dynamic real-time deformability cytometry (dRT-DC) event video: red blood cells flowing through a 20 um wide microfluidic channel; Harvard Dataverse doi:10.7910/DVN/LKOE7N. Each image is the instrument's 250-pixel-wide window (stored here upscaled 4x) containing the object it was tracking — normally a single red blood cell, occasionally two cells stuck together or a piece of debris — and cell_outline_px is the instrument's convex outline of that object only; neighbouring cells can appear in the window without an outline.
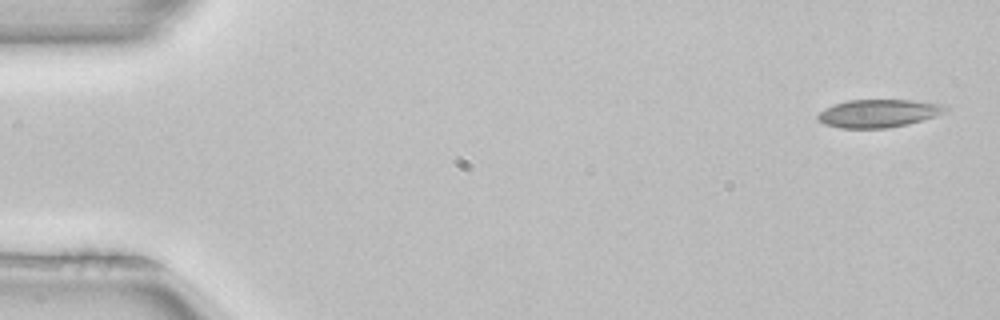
{"species": "common noctule bat (a hibernating species)", "species_latin": "Nyctalus noctula", "temperature_condition": "room temperature", "stored_images_in_passage": 4, "camera_frame_rate_fps": 3000, "um_per_image_px": 0.085, "animal": {"sex": "female", "body_mass_g": 22.7, "forearm_length_mm": 54.2}, "frame": {"image": 1, "passage_image": 1, "time_ms": 0.0, "image_size_px": [1000, 320], "cell_outline_px": [[948, 108], [944, 112], [936, 116], [908, 124], [888, 128], [840, 128], [824, 124], [816, 120], [816, 116], [824, 108], [832, 104], [848, 100], [912, 100], [940, 104]], "centroid_in_image_um": [74.61, 9.64], "position_along_channel_um": 10.4, "area_um2": 20.87}}
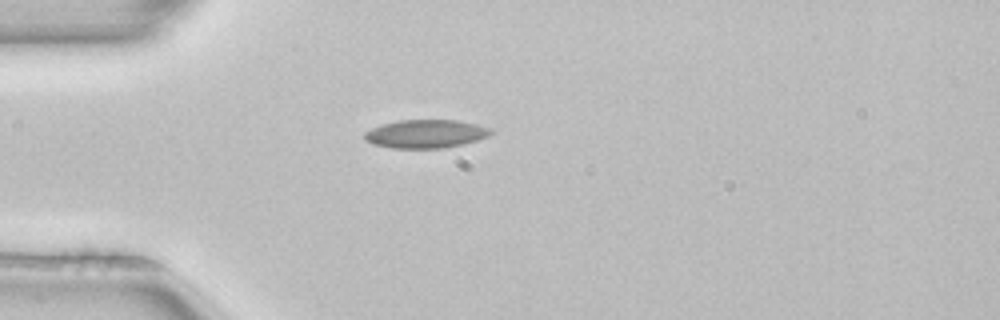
{"frame": {"image": 2, "passage_image": 4, "time_ms": 1.0, "image_size_px": [1000, 320], "cell_outline_px": [[492, 132], [488, 136], [476, 140], [444, 148], [392, 148], [372, 144], [364, 140], [364, 132], [372, 128], [396, 120], [456, 120], [476, 124], [492, 128]], "centroid_in_image_um": [36.16, 11.37], "position_along_channel_um": 48.8, "area_um2": 20.81}}